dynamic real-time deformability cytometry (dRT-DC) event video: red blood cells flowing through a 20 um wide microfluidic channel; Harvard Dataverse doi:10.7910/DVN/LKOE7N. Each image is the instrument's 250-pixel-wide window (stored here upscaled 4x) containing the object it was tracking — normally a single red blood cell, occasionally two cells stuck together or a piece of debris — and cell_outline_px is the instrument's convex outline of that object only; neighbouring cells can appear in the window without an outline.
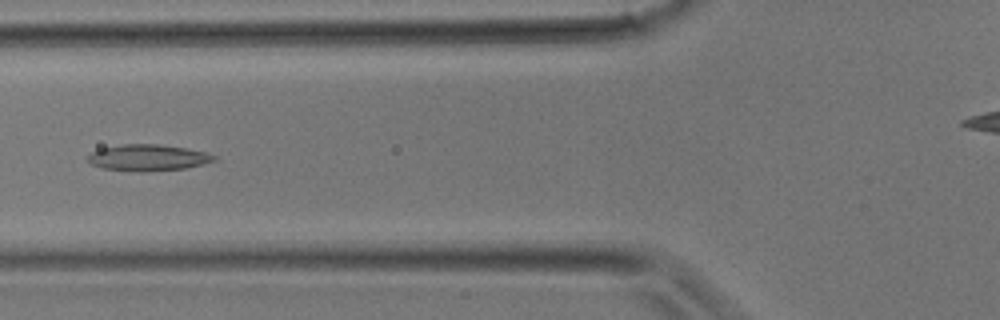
{"species": "common noctule bat (a hibernating species)", "species_latin": "Nyctalus noctula", "temperature_condition": "room temperature", "stored_images_in_passage": 33, "camera_frame_rate_fps": 3000, "um_per_image_px": 0.085, "animal": {"sex": "male", "body_mass_g": 17.9}, "frame": {"image": 1, "passage_image": 10, "time_ms": 3.0, "image_size_px": [1000, 320], "cell_outline_px": [[216, 160], [184, 168], [140, 172], [100, 168], [92, 164], [88, 160], [88, 156], [92, 152], [100, 148], [124, 144], [160, 144], [208, 152], [216, 156]], "centroid_in_image_um": [12.56, 13.39], "position_along_channel_um": 113.2, "area_um2": 19.25}}
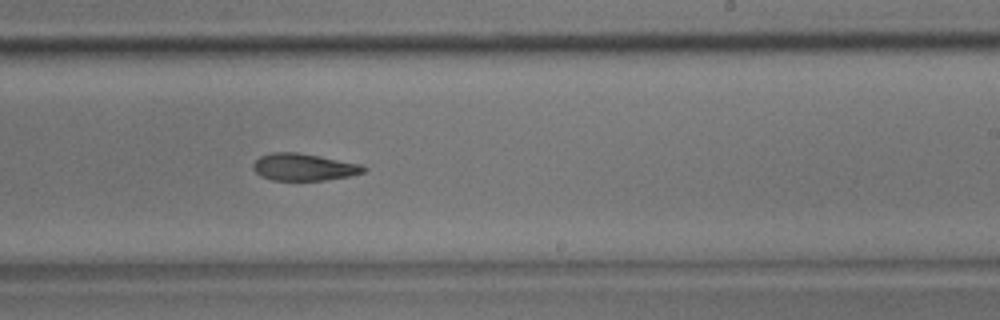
{"frame": {"image": 2, "passage_image": 18, "time_ms": 5.667, "image_size_px": [1000, 320], "cell_outline_px": [[368, 168], [364, 172], [348, 176], [324, 180], [272, 180], [260, 176], [252, 168], [252, 164], [260, 156], [272, 152], [296, 152], [320, 156], [360, 164]], "centroid_in_image_um": [25.79, 14.2], "position_along_channel_um": 263.2, "area_um2": 17.4}}
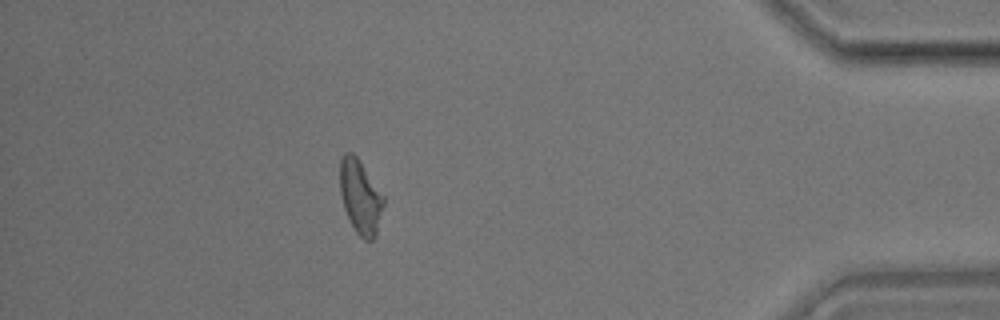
{"frame": {"image": 3, "passage_image": 28, "time_ms": 9.0, "image_size_px": [1000, 320], "cell_outline_px": [[384, 204], [376, 236], [372, 240], [364, 240], [356, 232], [344, 208], [340, 192], [340, 160], [344, 152], [352, 152], [356, 156], [384, 196]], "centroid_in_image_um": [30.63, 16.73], "position_along_channel_um": 404.6, "area_um2": 18.61}}